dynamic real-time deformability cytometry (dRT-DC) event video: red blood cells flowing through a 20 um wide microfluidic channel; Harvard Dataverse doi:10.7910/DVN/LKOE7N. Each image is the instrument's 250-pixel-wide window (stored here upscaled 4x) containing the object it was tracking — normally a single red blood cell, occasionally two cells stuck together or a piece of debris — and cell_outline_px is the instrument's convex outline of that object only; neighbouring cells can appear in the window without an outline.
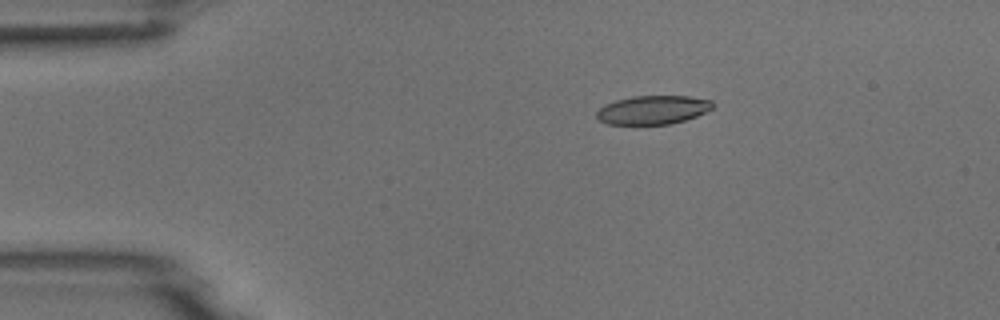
{"species": "common noctule bat (a hibernating species)", "species_latin": "Nyctalus noctula", "temperature_condition": "room temperature", "stored_images_in_passage": 7, "camera_frame_rate_fps": 3000, "um_per_image_px": 0.085, "animal": {"sex": "male", "body_mass_g": 18.8}, "frame": {"image": 1, "passage_image": 3, "time_ms": 2.333, "image_size_px": [1000, 320], "cell_outline_px": [[716, 104], [712, 108], [696, 116], [684, 120], [668, 124], [636, 128], [608, 124], [600, 120], [596, 116], [596, 112], [604, 104], [616, 100], [632, 96], [688, 96], [712, 100]], "centroid_in_image_um": [55.44, 9.38], "position_along_channel_um": 29.6, "area_um2": 20.23}}
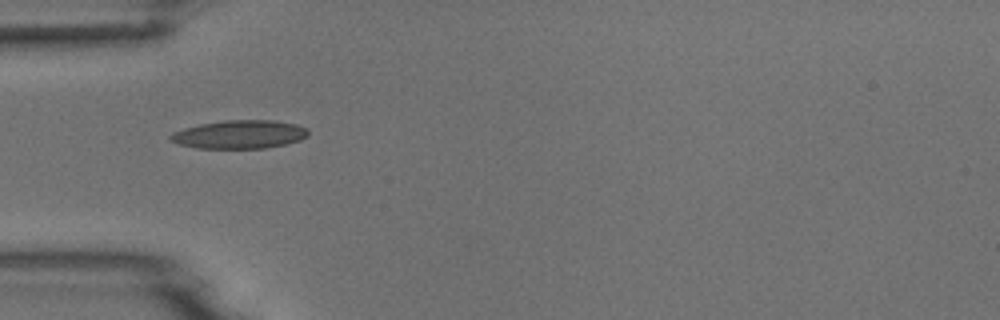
{"frame": {"image": 2, "passage_image": 5, "time_ms": 4.667, "image_size_px": [1000, 320], "cell_outline_px": [[308, 136], [300, 140], [284, 144], [264, 148], [196, 148], [176, 144], [168, 140], [168, 136], [172, 132], [184, 128], [200, 124], [224, 120], [276, 120], [296, 124], [308, 128]], "centroid_in_image_um": [20.32, 11.42], "position_along_channel_um": 64.7, "area_um2": 23.0}}